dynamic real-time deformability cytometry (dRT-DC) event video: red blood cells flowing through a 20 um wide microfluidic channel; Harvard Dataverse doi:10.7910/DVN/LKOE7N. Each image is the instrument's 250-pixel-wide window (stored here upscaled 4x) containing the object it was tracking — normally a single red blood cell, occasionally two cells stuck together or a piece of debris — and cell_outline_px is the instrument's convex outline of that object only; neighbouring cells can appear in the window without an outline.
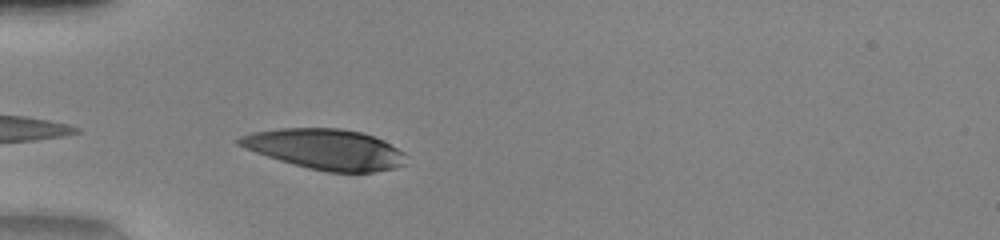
{"species": "human", "species_latin": "Homo sapiens", "temperature_condition": "warm", "stored_images_in_passage": 17, "camera_frame_rate_fps": 3000, "um_per_image_px": 0.085, "donor": {"sex": "female"}, "frame": {"image": 1, "passage_image": 1, "time_ms": 0.0, "image_size_px": [1000, 240], "cell_outline_px": [[408, 164], [396, 168], [372, 172], [328, 172], [308, 168], [292, 164], [244, 148], [236, 144], [236, 140], [240, 136], [252, 132], [280, 128], [340, 128], [360, 132], [384, 140], [404, 152]], "centroid_in_image_um": [27.68, 12.68], "position_along_channel_um": 57.3, "area_um2": 39.42}}
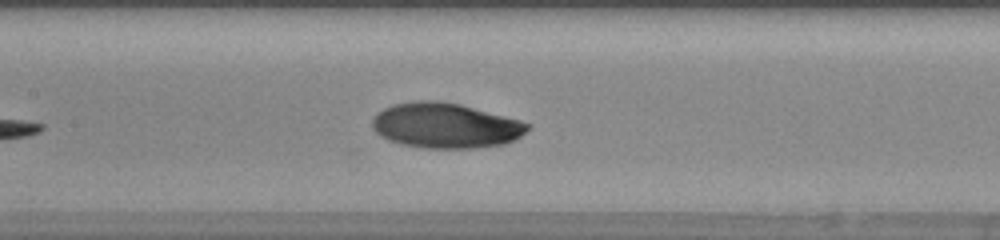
{"frame": {"image": 2, "passage_image": 10, "time_ms": 3.0, "image_size_px": [1000, 240], "cell_outline_px": [[532, 128], [520, 136], [504, 144], [472, 148], [424, 148], [400, 144], [388, 140], [380, 136], [372, 128], [372, 120], [376, 112], [392, 104], [416, 100], [436, 100], [460, 104], [520, 120], [532, 124]], "centroid_in_image_um": [37.84, 10.66], "position_along_channel_um": 169.6, "area_um2": 41.15}}
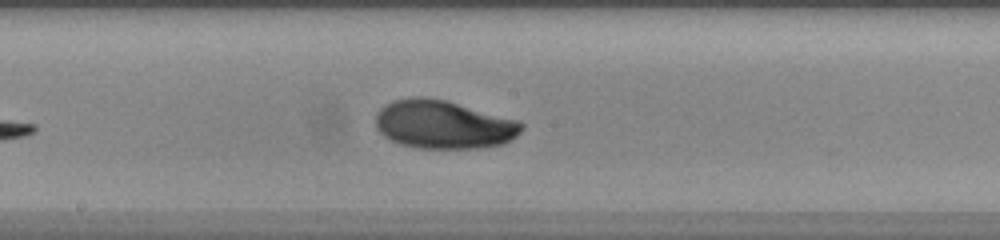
{"frame": {"image": 3, "passage_image": 13, "time_ms": 4.0, "image_size_px": [1000, 240], "cell_outline_px": [[524, 128], [516, 136], [504, 144], [476, 148], [416, 148], [400, 144], [384, 136], [376, 128], [376, 112], [380, 108], [392, 100], [412, 96], [420, 96], [444, 100], [520, 120], [524, 124]], "centroid_in_image_um": [37.69, 10.58], "position_along_channel_um": 210.5, "area_um2": 41.33}}